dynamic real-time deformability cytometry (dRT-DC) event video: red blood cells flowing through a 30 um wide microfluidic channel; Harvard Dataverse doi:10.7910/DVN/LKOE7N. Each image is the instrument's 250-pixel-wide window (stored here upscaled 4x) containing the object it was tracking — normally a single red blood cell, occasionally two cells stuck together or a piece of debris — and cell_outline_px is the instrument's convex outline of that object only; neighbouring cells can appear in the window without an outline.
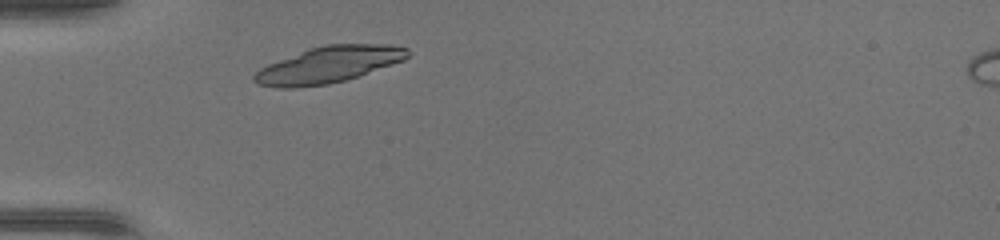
{"species": "common noctule bat (a hibernating species)", "species_latin": "Nyctalus noctula", "temperature_condition": "warm", "stored_images_in_passage": 31, "camera_frame_rate_fps": 3000, "um_per_image_px": 0.085, "animal": {"sex": "female", "body_mass_g": 17.0, "forearm_length_mm": 48.0}, "frame": {"image": 1, "passage_image": 1, "time_ms": 0.0, "image_size_px": [1000, 240], "cell_outline_px": [[412, 52], [404, 60], [344, 80], [328, 84], [296, 88], [276, 88], [260, 84], [252, 80], [252, 76], [260, 68], [268, 64], [312, 48], [324, 44], [392, 44], [408, 48]], "centroid_in_image_um": [27.94, 5.5], "position_along_channel_um": 57.1, "area_um2": 32.19}}
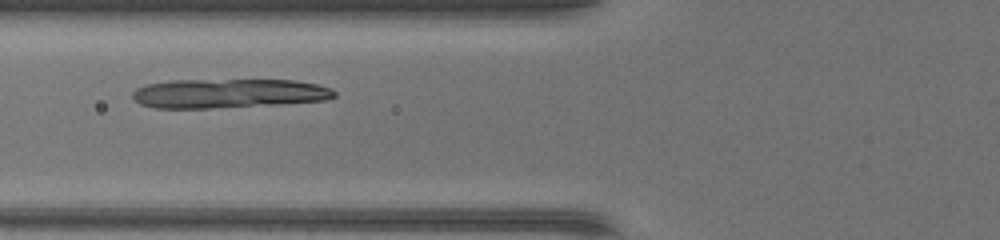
{"frame": {"image": 2, "passage_image": 5, "time_ms": 1.333, "image_size_px": [1000, 240], "cell_outline_px": [[336, 96], [328, 100], [276, 104], [208, 108], [156, 108], [140, 104], [132, 96], [132, 92], [136, 88], [148, 84], [172, 80], [296, 80], [316, 84], [332, 88], [336, 92]], "centroid_in_image_um": [19.45, 7.93], "position_along_channel_um": 106.4, "area_um2": 34.33}}
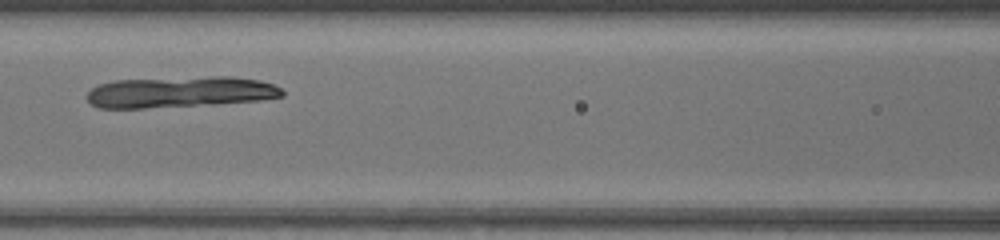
{"frame": {"image": 3, "passage_image": 8, "time_ms": 2.333, "image_size_px": [1000, 240], "cell_outline_px": [[284, 96], [264, 100], [212, 104], [144, 108], [100, 108], [92, 104], [88, 100], [88, 92], [92, 88], [100, 84], [112, 80], [212, 76], [232, 76], [260, 80], [272, 84], [280, 88], [284, 92]], "centroid_in_image_um": [15.34, 7.81], "position_along_channel_um": 151.3, "area_um2": 35.49}}